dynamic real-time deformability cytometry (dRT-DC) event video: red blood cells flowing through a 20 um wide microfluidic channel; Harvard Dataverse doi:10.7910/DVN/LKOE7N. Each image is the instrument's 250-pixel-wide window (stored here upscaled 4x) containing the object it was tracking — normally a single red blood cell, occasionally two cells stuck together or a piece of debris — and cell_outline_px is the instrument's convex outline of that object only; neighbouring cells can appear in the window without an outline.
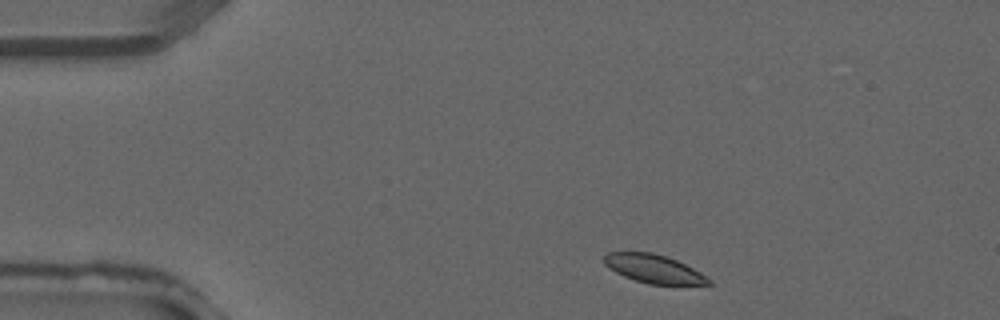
{"species": "common noctule bat (a hibernating species)", "species_latin": "Nyctalus noctula", "temperature_condition": "warm", "stored_images_in_passage": 1, "camera_frame_rate_fps": 3000, "um_per_image_px": 0.085, "animal": {"sex": "male", "forearm_length_mm": 52.5}, "frame": {"image": 1, "passage_image": 1, "time_ms": 0.0, "image_size_px": [1000, 320], "cell_outline_px": [[712, 284], [648, 284], [624, 276], [608, 268], [604, 264], [604, 256], [608, 252], [652, 252], [676, 260], [700, 272], [712, 280]], "centroid_in_image_um": [55.55, 22.84], "position_along_channel_um": 29.5, "area_um2": 17.11}}